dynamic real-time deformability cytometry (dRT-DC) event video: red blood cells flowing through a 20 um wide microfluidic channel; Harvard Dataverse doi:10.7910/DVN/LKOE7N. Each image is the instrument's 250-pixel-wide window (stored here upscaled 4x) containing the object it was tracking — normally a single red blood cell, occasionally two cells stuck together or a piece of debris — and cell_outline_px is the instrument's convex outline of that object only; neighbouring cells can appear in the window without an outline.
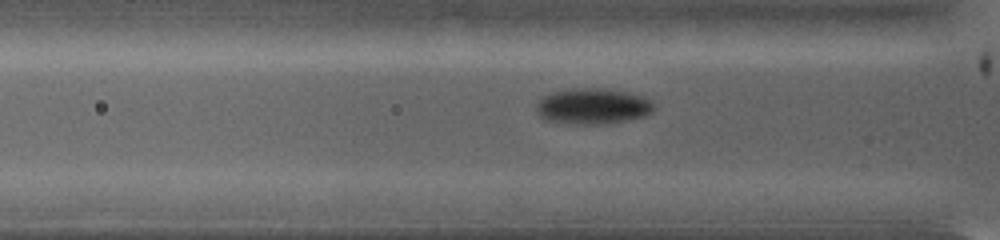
{"species": "common noctule bat (a hibernating species)", "species_latin": "Nyctalus noctula", "temperature_condition": "warm", "stored_images_in_passage": 59, "camera_frame_rate_fps": 5000, "um_per_image_px": 0.085, "animal": {"sex": "female", "body_mass_g": 19.0, "forearm_length_mm": 53.3}, "frame": {"image": 1, "passage_image": 7, "time_ms": 1.2, "image_size_px": [1000, 240], "cell_outline_px": [[656, 108], [652, 112], [644, 116], [608, 124], [568, 124], [544, 120], [536, 112], [536, 104], [540, 96], [552, 92], [568, 88], [608, 88], [628, 92], [644, 96], [652, 100]], "centroid_in_image_um": [50.37, 9.02], "position_along_channel_um": 75.4, "area_um2": 25.26}}
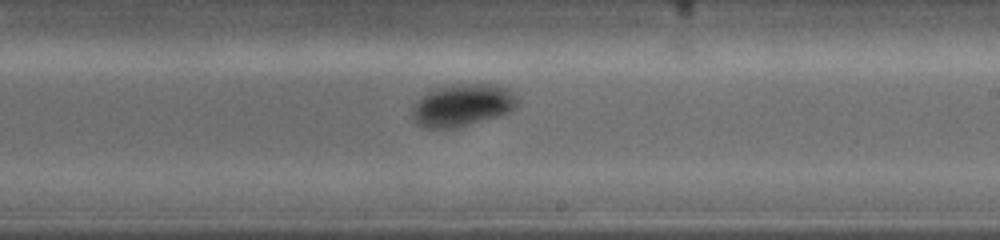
{"frame": {"image": 2, "passage_image": 29, "time_ms": 5.6, "image_size_px": [1000, 240], "cell_outline_px": [[516, 104], [508, 112], [460, 128], [424, 128], [412, 116], [412, 108], [428, 92], [436, 88], [456, 84], [500, 84], [516, 96]], "centroid_in_image_um": [39.31, 8.94], "position_along_channel_um": 249.7, "area_um2": 25.43}}
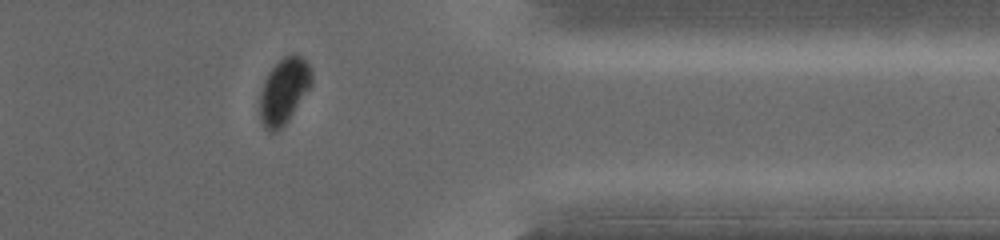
{"frame": {"image": 3, "passage_image": 48, "time_ms": 9.4, "image_size_px": [1000, 240], "cell_outline_px": [[312, 84], [288, 120], [276, 132], [268, 132], [264, 128], [260, 120], [260, 96], [264, 80], [268, 72], [284, 56], [292, 52], [300, 56], [308, 64], [312, 72]], "centroid_in_image_um": [24.12, 7.73], "position_along_channel_um": 387.3, "area_um2": 19.77}, "authors_computed_cell_mechanics": {"area_um2": 24.854, "velocity_mm_per_s": 3.9661, "shape_relaxation_time_tau1_ms": 1.623, "shape_relaxation_time_tau2_ms": null, "deformation_change_tau1": 0.1197, "deformation_change_tau2": null}}